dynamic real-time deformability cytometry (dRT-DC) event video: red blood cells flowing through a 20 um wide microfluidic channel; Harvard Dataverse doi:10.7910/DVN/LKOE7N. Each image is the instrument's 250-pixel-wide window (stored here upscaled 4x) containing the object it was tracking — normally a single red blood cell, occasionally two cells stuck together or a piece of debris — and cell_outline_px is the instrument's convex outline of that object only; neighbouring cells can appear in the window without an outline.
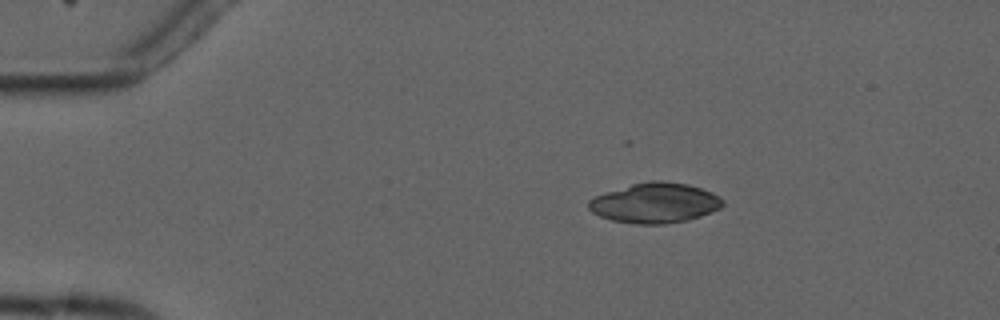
{"species": "common noctule bat (a hibernating species)", "species_latin": "Nyctalus noctula", "temperature_condition": "cold", "stored_images_in_passage": 6, "camera_frame_rate_fps": 3000, "um_per_image_px": 0.085, "animal": {"sex": "male", "forearm_length_mm": 52.5}, "frame": {"image": 1, "passage_image": 3, "time_ms": 2.333, "image_size_px": [1000, 320], "cell_outline_px": [[724, 204], [720, 208], [712, 212], [688, 220], [664, 224], [636, 224], [612, 220], [600, 216], [592, 212], [588, 208], [588, 200], [604, 192], [632, 184], [652, 180], [664, 180], [688, 184], [712, 192], [720, 196], [724, 200]], "centroid_in_image_um": [55.69, 17.24], "position_along_channel_um": 29.3, "area_um2": 31.5}}